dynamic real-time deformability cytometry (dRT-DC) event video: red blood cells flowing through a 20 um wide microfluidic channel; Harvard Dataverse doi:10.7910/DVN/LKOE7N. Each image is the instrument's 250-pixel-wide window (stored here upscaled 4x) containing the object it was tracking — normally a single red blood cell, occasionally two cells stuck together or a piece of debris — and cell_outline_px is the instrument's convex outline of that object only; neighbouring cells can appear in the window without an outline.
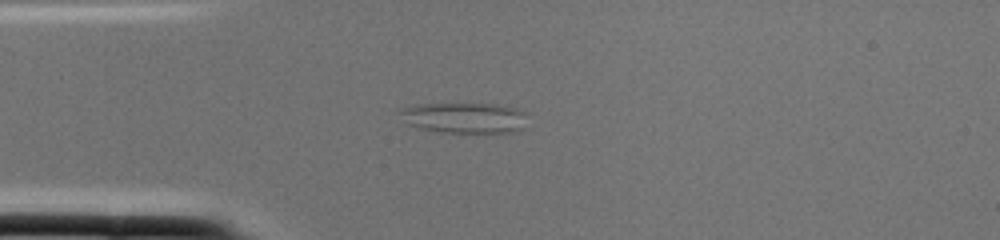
{"species": "common noctule bat (a hibernating species)", "species_latin": "Nyctalus noctula", "temperature_condition": "cold", "stored_images_in_passage": 1, "camera_frame_rate_fps": 3000, "um_per_image_px": 0.085, "animal": {"sex": "female", "body_mass_g": 22.0, "forearm_length_mm": 56.7}, "frame": {"image": 1, "passage_image": 1, "time_ms": 0.0, "image_size_px": [1000, 240], "cell_outline_px": [[524, 128], [516, 132], [440, 132], [416, 128], [408, 124], [396, 112], [400, 108], [416, 104], [496, 104], [516, 108], [524, 112]], "centroid_in_image_um": [39.4, 10.01], "position_along_channel_um": 45.6, "area_um2": 22.83}}